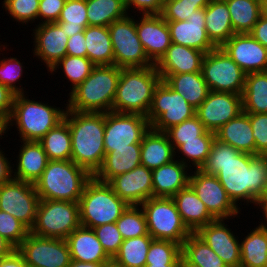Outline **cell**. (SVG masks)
<instances>
[{"label": "cell", "instance_id": "obj_60", "mask_svg": "<svg viewBox=\"0 0 267 267\" xmlns=\"http://www.w3.org/2000/svg\"><path fill=\"white\" fill-rule=\"evenodd\" d=\"M0 150V185L10 181L13 178V167L10 164L8 158L5 157V153Z\"/></svg>", "mask_w": 267, "mask_h": 267}, {"label": "cell", "instance_id": "obj_12", "mask_svg": "<svg viewBox=\"0 0 267 267\" xmlns=\"http://www.w3.org/2000/svg\"><path fill=\"white\" fill-rule=\"evenodd\" d=\"M201 74L210 91L243 93L246 73L221 47L204 55Z\"/></svg>", "mask_w": 267, "mask_h": 267}, {"label": "cell", "instance_id": "obj_53", "mask_svg": "<svg viewBox=\"0 0 267 267\" xmlns=\"http://www.w3.org/2000/svg\"><path fill=\"white\" fill-rule=\"evenodd\" d=\"M255 139V156L267 155V113H247Z\"/></svg>", "mask_w": 267, "mask_h": 267}, {"label": "cell", "instance_id": "obj_33", "mask_svg": "<svg viewBox=\"0 0 267 267\" xmlns=\"http://www.w3.org/2000/svg\"><path fill=\"white\" fill-rule=\"evenodd\" d=\"M205 29L216 47H221L235 34L228 5L224 0H210L205 7Z\"/></svg>", "mask_w": 267, "mask_h": 267}, {"label": "cell", "instance_id": "obj_62", "mask_svg": "<svg viewBox=\"0 0 267 267\" xmlns=\"http://www.w3.org/2000/svg\"><path fill=\"white\" fill-rule=\"evenodd\" d=\"M110 262H80L71 260L68 267H107Z\"/></svg>", "mask_w": 267, "mask_h": 267}, {"label": "cell", "instance_id": "obj_35", "mask_svg": "<svg viewBox=\"0 0 267 267\" xmlns=\"http://www.w3.org/2000/svg\"><path fill=\"white\" fill-rule=\"evenodd\" d=\"M242 111L267 113V71L246 74Z\"/></svg>", "mask_w": 267, "mask_h": 267}, {"label": "cell", "instance_id": "obj_21", "mask_svg": "<svg viewBox=\"0 0 267 267\" xmlns=\"http://www.w3.org/2000/svg\"><path fill=\"white\" fill-rule=\"evenodd\" d=\"M33 31L34 56L41 59L49 71L66 56L68 36L57 22L38 24Z\"/></svg>", "mask_w": 267, "mask_h": 267}, {"label": "cell", "instance_id": "obj_44", "mask_svg": "<svg viewBox=\"0 0 267 267\" xmlns=\"http://www.w3.org/2000/svg\"><path fill=\"white\" fill-rule=\"evenodd\" d=\"M61 66L64 76L72 83L71 89L74 90L91 74L96 65L87 57L66 55L49 70L51 75Z\"/></svg>", "mask_w": 267, "mask_h": 267}, {"label": "cell", "instance_id": "obj_49", "mask_svg": "<svg viewBox=\"0 0 267 267\" xmlns=\"http://www.w3.org/2000/svg\"><path fill=\"white\" fill-rule=\"evenodd\" d=\"M30 230L18 219L0 210V236L10 242L16 249L28 236Z\"/></svg>", "mask_w": 267, "mask_h": 267}, {"label": "cell", "instance_id": "obj_10", "mask_svg": "<svg viewBox=\"0 0 267 267\" xmlns=\"http://www.w3.org/2000/svg\"><path fill=\"white\" fill-rule=\"evenodd\" d=\"M132 17V18H131ZM125 16L108 26L114 65L119 68H144L155 65L146 55L136 30V19Z\"/></svg>", "mask_w": 267, "mask_h": 267}, {"label": "cell", "instance_id": "obj_48", "mask_svg": "<svg viewBox=\"0 0 267 267\" xmlns=\"http://www.w3.org/2000/svg\"><path fill=\"white\" fill-rule=\"evenodd\" d=\"M210 0H165L161 16L166 21H186L198 9H203Z\"/></svg>", "mask_w": 267, "mask_h": 267}, {"label": "cell", "instance_id": "obj_13", "mask_svg": "<svg viewBox=\"0 0 267 267\" xmlns=\"http://www.w3.org/2000/svg\"><path fill=\"white\" fill-rule=\"evenodd\" d=\"M151 125L145 115L137 113H105L104 150L105 154L113 148L141 144L143 136Z\"/></svg>", "mask_w": 267, "mask_h": 267}, {"label": "cell", "instance_id": "obj_15", "mask_svg": "<svg viewBox=\"0 0 267 267\" xmlns=\"http://www.w3.org/2000/svg\"><path fill=\"white\" fill-rule=\"evenodd\" d=\"M17 250L31 267H68L72 260L66 240L37 236L31 232Z\"/></svg>", "mask_w": 267, "mask_h": 267}, {"label": "cell", "instance_id": "obj_16", "mask_svg": "<svg viewBox=\"0 0 267 267\" xmlns=\"http://www.w3.org/2000/svg\"><path fill=\"white\" fill-rule=\"evenodd\" d=\"M189 185L215 219L226 220L240 215V207L232 202L215 175L195 169L190 173Z\"/></svg>", "mask_w": 267, "mask_h": 267}, {"label": "cell", "instance_id": "obj_4", "mask_svg": "<svg viewBox=\"0 0 267 267\" xmlns=\"http://www.w3.org/2000/svg\"><path fill=\"white\" fill-rule=\"evenodd\" d=\"M92 177L72 160H49L34 186L40 199L79 202Z\"/></svg>", "mask_w": 267, "mask_h": 267}, {"label": "cell", "instance_id": "obj_64", "mask_svg": "<svg viewBox=\"0 0 267 267\" xmlns=\"http://www.w3.org/2000/svg\"><path fill=\"white\" fill-rule=\"evenodd\" d=\"M7 122V119L0 116V137H2L3 134L5 136L6 132L9 130Z\"/></svg>", "mask_w": 267, "mask_h": 267}, {"label": "cell", "instance_id": "obj_51", "mask_svg": "<svg viewBox=\"0 0 267 267\" xmlns=\"http://www.w3.org/2000/svg\"><path fill=\"white\" fill-rule=\"evenodd\" d=\"M19 60L16 57L3 58L0 61V83L8 87L15 94H23L25 93L23 87L21 88L16 86V83L19 82V78H21L23 69Z\"/></svg>", "mask_w": 267, "mask_h": 267}, {"label": "cell", "instance_id": "obj_29", "mask_svg": "<svg viewBox=\"0 0 267 267\" xmlns=\"http://www.w3.org/2000/svg\"><path fill=\"white\" fill-rule=\"evenodd\" d=\"M141 144H129L128 147L113 148L105 154L102 166L94 177L108 183L113 177L133 170L141 165Z\"/></svg>", "mask_w": 267, "mask_h": 267}, {"label": "cell", "instance_id": "obj_30", "mask_svg": "<svg viewBox=\"0 0 267 267\" xmlns=\"http://www.w3.org/2000/svg\"><path fill=\"white\" fill-rule=\"evenodd\" d=\"M252 134L250 118L242 111L215 132V139L240 152L255 155V139Z\"/></svg>", "mask_w": 267, "mask_h": 267}, {"label": "cell", "instance_id": "obj_8", "mask_svg": "<svg viewBox=\"0 0 267 267\" xmlns=\"http://www.w3.org/2000/svg\"><path fill=\"white\" fill-rule=\"evenodd\" d=\"M81 226L79 203L40 199L31 233L49 238L66 239Z\"/></svg>", "mask_w": 267, "mask_h": 267}, {"label": "cell", "instance_id": "obj_55", "mask_svg": "<svg viewBox=\"0 0 267 267\" xmlns=\"http://www.w3.org/2000/svg\"><path fill=\"white\" fill-rule=\"evenodd\" d=\"M165 0H126L127 11L132 7L142 15H161Z\"/></svg>", "mask_w": 267, "mask_h": 267}, {"label": "cell", "instance_id": "obj_19", "mask_svg": "<svg viewBox=\"0 0 267 267\" xmlns=\"http://www.w3.org/2000/svg\"><path fill=\"white\" fill-rule=\"evenodd\" d=\"M108 184L128 205L140 206L153 197L152 170L143 165L113 177Z\"/></svg>", "mask_w": 267, "mask_h": 267}, {"label": "cell", "instance_id": "obj_36", "mask_svg": "<svg viewBox=\"0 0 267 267\" xmlns=\"http://www.w3.org/2000/svg\"><path fill=\"white\" fill-rule=\"evenodd\" d=\"M240 243L241 264L249 267H267V228L260 224Z\"/></svg>", "mask_w": 267, "mask_h": 267}, {"label": "cell", "instance_id": "obj_9", "mask_svg": "<svg viewBox=\"0 0 267 267\" xmlns=\"http://www.w3.org/2000/svg\"><path fill=\"white\" fill-rule=\"evenodd\" d=\"M149 235L155 240H170L181 246L191 232L183 223L172 198L151 197L143 202Z\"/></svg>", "mask_w": 267, "mask_h": 267}, {"label": "cell", "instance_id": "obj_23", "mask_svg": "<svg viewBox=\"0 0 267 267\" xmlns=\"http://www.w3.org/2000/svg\"><path fill=\"white\" fill-rule=\"evenodd\" d=\"M171 43L192 47L205 54L216 46L208 38L205 29V8L198 9L186 21H167Z\"/></svg>", "mask_w": 267, "mask_h": 267}, {"label": "cell", "instance_id": "obj_41", "mask_svg": "<svg viewBox=\"0 0 267 267\" xmlns=\"http://www.w3.org/2000/svg\"><path fill=\"white\" fill-rule=\"evenodd\" d=\"M182 255L201 267H227L224 261L196 233L183 242Z\"/></svg>", "mask_w": 267, "mask_h": 267}, {"label": "cell", "instance_id": "obj_45", "mask_svg": "<svg viewBox=\"0 0 267 267\" xmlns=\"http://www.w3.org/2000/svg\"><path fill=\"white\" fill-rule=\"evenodd\" d=\"M116 224L123 240L149 235L141 206L129 205Z\"/></svg>", "mask_w": 267, "mask_h": 267}, {"label": "cell", "instance_id": "obj_40", "mask_svg": "<svg viewBox=\"0 0 267 267\" xmlns=\"http://www.w3.org/2000/svg\"><path fill=\"white\" fill-rule=\"evenodd\" d=\"M150 235L123 240L112 262L119 267H144L151 242Z\"/></svg>", "mask_w": 267, "mask_h": 267}, {"label": "cell", "instance_id": "obj_17", "mask_svg": "<svg viewBox=\"0 0 267 267\" xmlns=\"http://www.w3.org/2000/svg\"><path fill=\"white\" fill-rule=\"evenodd\" d=\"M242 112V95L210 91L196 109L195 115L207 131L215 133Z\"/></svg>", "mask_w": 267, "mask_h": 267}, {"label": "cell", "instance_id": "obj_52", "mask_svg": "<svg viewBox=\"0 0 267 267\" xmlns=\"http://www.w3.org/2000/svg\"><path fill=\"white\" fill-rule=\"evenodd\" d=\"M93 231L106 254L113 259L123 243V238L118 230L116 222L97 226L93 228Z\"/></svg>", "mask_w": 267, "mask_h": 267}, {"label": "cell", "instance_id": "obj_42", "mask_svg": "<svg viewBox=\"0 0 267 267\" xmlns=\"http://www.w3.org/2000/svg\"><path fill=\"white\" fill-rule=\"evenodd\" d=\"M57 23L70 37L88 26L86 0H66Z\"/></svg>", "mask_w": 267, "mask_h": 267}, {"label": "cell", "instance_id": "obj_34", "mask_svg": "<svg viewBox=\"0 0 267 267\" xmlns=\"http://www.w3.org/2000/svg\"><path fill=\"white\" fill-rule=\"evenodd\" d=\"M87 58L96 66L114 65V53L107 26H87L84 29Z\"/></svg>", "mask_w": 267, "mask_h": 267}, {"label": "cell", "instance_id": "obj_58", "mask_svg": "<svg viewBox=\"0 0 267 267\" xmlns=\"http://www.w3.org/2000/svg\"><path fill=\"white\" fill-rule=\"evenodd\" d=\"M249 34L267 48V16L261 15Z\"/></svg>", "mask_w": 267, "mask_h": 267}, {"label": "cell", "instance_id": "obj_24", "mask_svg": "<svg viewBox=\"0 0 267 267\" xmlns=\"http://www.w3.org/2000/svg\"><path fill=\"white\" fill-rule=\"evenodd\" d=\"M204 55L205 53L198 49L171 43L155 66L159 74L201 72Z\"/></svg>", "mask_w": 267, "mask_h": 267}, {"label": "cell", "instance_id": "obj_43", "mask_svg": "<svg viewBox=\"0 0 267 267\" xmlns=\"http://www.w3.org/2000/svg\"><path fill=\"white\" fill-rule=\"evenodd\" d=\"M215 140V133L206 131L198 140L184 141L175 151L181 152L183 158L178 159L184 165L188 166L191 162L194 169H200L205 163L207 156L210 154L211 145ZM186 157V158H184ZM190 159V160H189ZM188 163H187V162Z\"/></svg>", "mask_w": 267, "mask_h": 267}, {"label": "cell", "instance_id": "obj_7", "mask_svg": "<svg viewBox=\"0 0 267 267\" xmlns=\"http://www.w3.org/2000/svg\"><path fill=\"white\" fill-rule=\"evenodd\" d=\"M78 203L81 226L90 229L116 222L129 206L108 183L94 176L85 185Z\"/></svg>", "mask_w": 267, "mask_h": 267}, {"label": "cell", "instance_id": "obj_66", "mask_svg": "<svg viewBox=\"0 0 267 267\" xmlns=\"http://www.w3.org/2000/svg\"><path fill=\"white\" fill-rule=\"evenodd\" d=\"M262 14L267 16V0H261Z\"/></svg>", "mask_w": 267, "mask_h": 267}, {"label": "cell", "instance_id": "obj_50", "mask_svg": "<svg viewBox=\"0 0 267 267\" xmlns=\"http://www.w3.org/2000/svg\"><path fill=\"white\" fill-rule=\"evenodd\" d=\"M40 0H4L3 7L10 16L21 24L37 19Z\"/></svg>", "mask_w": 267, "mask_h": 267}, {"label": "cell", "instance_id": "obj_5", "mask_svg": "<svg viewBox=\"0 0 267 267\" xmlns=\"http://www.w3.org/2000/svg\"><path fill=\"white\" fill-rule=\"evenodd\" d=\"M162 81L156 66L121 68L112 111L147 116L155 88Z\"/></svg>", "mask_w": 267, "mask_h": 267}, {"label": "cell", "instance_id": "obj_65", "mask_svg": "<svg viewBox=\"0 0 267 267\" xmlns=\"http://www.w3.org/2000/svg\"><path fill=\"white\" fill-rule=\"evenodd\" d=\"M179 267H201L197 264L189 262L182 254L179 260Z\"/></svg>", "mask_w": 267, "mask_h": 267}, {"label": "cell", "instance_id": "obj_1", "mask_svg": "<svg viewBox=\"0 0 267 267\" xmlns=\"http://www.w3.org/2000/svg\"><path fill=\"white\" fill-rule=\"evenodd\" d=\"M199 170L215 175L236 206L241 200L258 206L266 189L267 155L240 152L217 139Z\"/></svg>", "mask_w": 267, "mask_h": 267}, {"label": "cell", "instance_id": "obj_56", "mask_svg": "<svg viewBox=\"0 0 267 267\" xmlns=\"http://www.w3.org/2000/svg\"><path fill=\"white\" fill-rule=\"evenodd\" d=\"M84 32H79L68 37L66 55L87 57Z\"/></svg>", "mask_w": 267, "mask_h": 267}, {"label": "cell", "instance_id": "obj_32", "mask_svg": "<svg viewBox=\"0 0 267 267\" xmlns=\"http://www.w3.org/2000/svg\"><path fill=\"white\" fill-rule=\"evenodd\" d=\"M162 80L179 93L195 109L208 96L210 89L201 72L182 74H160Z\"/></svg>", "mask_w": 267, "mask_h": 267}, {"label": "cell", "instance_id": "obj_22", "mask_svg": "<svg viewBox=\"0 0 267 267\" xmlns=\"http://www.w3.org/2000/svg\"><path fill=\"white\" fill-rule=\"evenodd\" d=\"M136 30L147 57L156 64L171 45L170 29L161 15H142Z\"/></svg>", "mask_w": 267, "mask_h": 267}, {"label": "cell", "instance_id": "obj_14", "mask_svg": "<svg viewBox=\"0 0 267 267\" xmlns=\"http://www.w3.org/2000/svg\"><path fill=\"white\" fill-rule=\"evenodd\" d=\"M39 201L32 183L12 178L0 185V210L18 219L29 230L35 224Z\"/></svg>", "mask_w": 267, "mask_h": 267}, {"label": "cell", "instance_id": "obj_31", "mask_svg": "<svg viewBox=\"0 0 267 267\" xmlns=\"http://www.w3.org/2000/svg\"><path fill=\"white\" fill-rule=\"evenodd\" d=\"M176 152L164 132L152 130L143 136L141 142V165L150 170L173 161Z\"/></svg>", "mask_w": 267, "mask_h": 267}, {"label": "cell", "instance_id": "obj_3", "mask_svg": "<svg viewBox=\"0 0 267 267\" xmlns=\"http://www.w3.org/2000/svg\"><path fill=\"white\" fill-rule=\"evenodd\" d=\"M121 68L115 65L95 66L91 74L68 96L66 110L106 113L112 111Z\"/></svg>", "mask_w": 267, "mask_h": 267}, {"label": "cell", "instance_id": "obj_46", "mask_svg": "<svg viewBox=\"0 0 267 267\" xmlns=\"http://www.w3.org/2000/svg\"><path fill=\"white\" fill-rule=\"evenodd\" d=\"M182 246L170 240H153L146 256V265H179Z\"/></svg>", "mask_w": 267, "mask_h": 267}, {"label": "cell", "instance_id": "obj_2", "mask_svg": "<svg viewBox=\"0 0 267 267\" xmlns=\"http://www.w3.org/2000/svg\"><path fill=\"white\" fill-rule=\"evenodd\" d=\"M64 119L71 133V160L94 176L105 158V113L66 110Z\"/></svg>", "mask_w": 267, "mask_h": 267}, {"label": "cell", "instance_id": "obj_68", "mask_svg": "<svg viewBox=\"0 0 267 267\" xmlns=\"http://www.w3.org/2000/svg\"><path fill=\"white\" fill-rule=\"evenodd\" d=\"M260 200H267V185H266V189L264 191V194H263V196L261 197Z\"/></svg>", "mask_w": 267, "mask_h": 267}, {"label": "cell", "instance_id": "obj_38", "mask_svg": "<svg viewBox=\"0 0 267 267\" xmlns=\"http://www.w3.org/2000/svg\"><path fill=\"white\" fill-rule=\"evenodd\" d=\"M235 34L249 33L262 15L261 0H224Z\"/></svg>", "mask_w": 267, "mask_h": 267}, {"label": "cell", "instance_id": "obj_47", "mask_svg": "<svg viewBox=\"0 0 267 267\" xmlns=\"http://www.w3.org/2000/svg\"><path fill=\"white\" fill-rule=\"evenodd\" d=\"M207 130L196 115L167 129L164 133L167 135L174 150L184 143V141L198 140Z\"/></svg>", "mask_w": 267, "mask_h": 267}, {"label": "cell", "instance_id": "obj_25", "mask_svg": "<svg viewBox=\"0 0 267 267\" xmlns=\"http://www.w3.org/2000/svg\"><path fill=\"white\" fill-rule=\"evenodd\" d=\"M191 167V164L186 166L174 159L152 170L153 197L172 198L178 191L186 188L190 177L187 171Z\"/></svg>", "mask_w": 267, "mask_h": 267}, {"label": "cell", "instance_id": "obj_11", "mask_svg": "<svg viewBox=\"0 0 267 267\" xmlns=\"http://www.w3.org/2000/svg\"><path fill=\"white\" fill-rule=\"evenodd\" d=\"M196 109L163 80L155 88L152 104L146 118L151 129L165 132L167 129L192 118Z\"/></svg>", "mask_w": 267, "mask_h": 267}, {"label": "cell", "instance_id": "obj_20", "mask_svg": "<svg viewBox=\"0 0 267 267\" xmlns=\"http://www.w3.org/2000/svg\"><path fill=\"white\" fill-rule=\"evenodd\" d=\"M225 219H215L201 227L196 234L224 261L227 267L241 263L240 242ZM230 229V230H229Z\"/></svg>", "mask_w": 267, "mask_h": 267}, {"label": "cell", "instance_id": "obj_61", "mask_svg": "<svg viewBox=\"0 0 267 267\" xmlns=\"http://www.w3.org/2000/svg\"><path fill=\"white\" fill-rule=\"evenodd\" d=\"M14 250H16V248L6 239L0 236V259L10 255Z\"/></svg>", "mask_w": 267, "mask_h": 267}, {"label": "cell", "instance_id": "obj_27", "mask_svg": "<svg viewBox=\"0 0 267 267\" xmlns=\"http://www.w3.org/2000/svg\"><path fill=\"white\" fill-rule=\"evenodd\" d=\"M65 240L72 260L80 262H112L93 229L80 226Z\"/></svg>", "mask_w": 267, "mask_h": 267}, {"label": "cell", "instance_id": "obj_67", "mask_svg": "<svg viewBox=\"0 0 267 267\" xmlns=\"http://www.w3.org/2000/svg\"><path fill=\"white\" fill-rule=\"evenodd\" d=\"M144 267H179V265H145Z\"/></svg>", "mask_w": 267, "mask_h": 267}, {"label": "cell", "instance_id": "obj_69", "mask_svg": "<svg viewBox=\"0 0 267 267\" xmlns=\"http://www.w3.org/2000/svg\"><path fill=\"white\" fill-rule=\"evenodd\" d=\"M107 267H119V266H117V265L114 264L113 262H110V263L107 265Z\"/></svg>", "mask_w": 267, "mask_h": 267}, {"label": "cell", "instance_id": "obj_54", "mask_svg": "<svg viewBox=\"0 0 267 267\" xmlns=\"http://www.w3.org/2000/svg\"><path fill=\"white\" fill-rule=\"evenodd\" d=\"M65 2L66 0H40L37 18L42 22L39 24L57 22Z\"/></svg>", "mask_w": 267, "mask_h": 267}, {"label": "cell", "instance_id": "obj_6", "mask_svg": "<svg viewBox=\"0 0 267 267\" xmlns=\"http://www.w3.org/2000/svg\"><path fill=\"white\" fill-rule=\"evenodd\" d=\"M65 112L66 109L30 100L24 93L15 94L7 124L9 128L10 125H16L22 141H39L64 119Z\"/></svg>", "mask_w": 267, "mask_h": 267}, {"label": "cell", "instance_id": "obj_39", "mask_svg": "<svg viewBox=\"0 0 267 267\" xmlns=\"http://www.w3.org/2000/svg\"><path fill=\"white\" fill-rule=\"evenodd\" d=\"M39 142L48 160H71V133L65 119L49 130Z\"/></svg>", "mask_w": 267, "mask_h": 267}, {"label": "cell", "instance_id": "obj_26", "mask_svg": "<svg viewBox=\"0 0 267 267\" xmlns=\"http://www.w3.org/2000/svg\"><path fill=\"white\" fill-rule=\"evenodd\" d=\"M185 226L191 233L215 220L190 185L172 197Z\"/></svg>", "mask_w": 267, "mask_h": 267}, {"label": "cell", "instance_id": "obj_37", "mask_svg": "<svg viewBox=\"0 0 267 267\" xmlns=\"http://www.w3.org/2000/svg\"><path fill=\"white\" fill-rule=\"evenodd\" d=\"M88 26H109L127 16L126 0H86Z\"/></svg>", "mask_w": 267, "mask_h": 267}, {"label": "cell", "instance_id": "obj_28", "mask_svg": "<svg viewBox=\"0 0 267 267\" xmlns=\"http://www.w3.org/2000/svg\"><path fill=\"white\" fill-rule=\"evenodd\" d=\"M23 143L17 156L13 178L35 184L48 163V157L39 141H21Z\"/></svg>", "mask_w": 267, "mask_h": 267}, {"label": "cell", "instance_id": "obj_18", "mask_svg": "<svg viewBox=\"0 0 267 267\" xmlns=\"http://www.w3.org/2000/svg\"><path fill=\"white\" fill-rule=\"evenodd\" d=\"M221 48L246 74L267 71V48L249 33L234 34Z\"/></svg>", "mask_w": 267, "mask_h": 267}, {"label": "cell", "instance_id": "obj_59", "mask_svg": "<svg viewBox=\"0 0 267 267\" xmlns=\"http://www.w3.org/2000/svg\"><path fill=\"white\" fill-rule=\"evenodd\" d=\"M22 254L16 249L10 255L0 259V267H27Z\"/></svg>", "mask_w": 267, "mask_h": 267}, {"label": "cell", "instance_id": "obj_57", "mask_svg": "<svg viewBox=\"0 0 267 267\" xmlns=\"http://www.w3.org/2000/svg\"><path fill=\"white\" fill-rule=\"evenodd\" d=\"M15 93L0 83V116L9 119L13 109Z\"/></svg>", "mask_w": 267, "mask_h": 267}, {"label": "cell", "instance_id": "obj_70", "mask_svg": "<svg viewBox=\"0 0 267 267\" xmlns=\"http://www.w3.org/2000/svg\"><path fill=\"white\" fill-rule=\"evenodd\" d=\"M231 267H249V266H246V265H243V264H238V265H234V266H231Z\"/></svg>", "mask_w": 267, "mask_h": 267}, {"label": "cell", "instance_id": "obj_63", "mask_svg": "<svg viewBox=\"0 0 267 267\" xmlns=\"http://www.w3.org/2000/svg\"><path fill=\"white\" fill-rule=\"evenodd\" d=\"M259 206L257 207H261L263 210H262V213L264 215V221H260V225L267 228V200H259V203H258Z\"/></svg>", "mask_w": 267, "mask_h": 267}]
</instances>
